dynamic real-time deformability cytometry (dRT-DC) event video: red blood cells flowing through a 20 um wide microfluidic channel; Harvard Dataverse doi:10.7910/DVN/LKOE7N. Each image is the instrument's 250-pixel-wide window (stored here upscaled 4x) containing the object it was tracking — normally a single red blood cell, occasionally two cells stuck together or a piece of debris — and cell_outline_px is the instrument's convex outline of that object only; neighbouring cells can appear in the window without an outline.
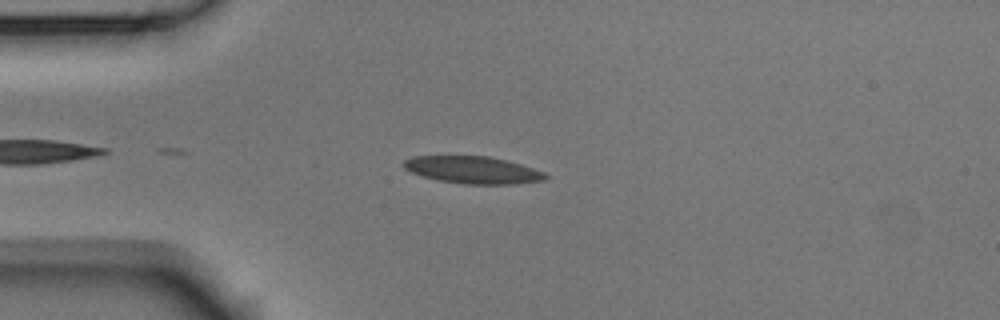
{"species": "Egyptian fruit bat (a non-hibernating species)", "species_latin": "Rousettus aegyptiacus", "temperature_condition": "room temperature", "stored_images_in_passage": 5, "camera_frame_rate_fps": 3000, "um_per_image_px": 0.085, "animal": {"sex": "male"}, "frame": {"image": 1, "passage_image": 2, "time_ms": 0.333, "image_size_px": [1000, 320], "cell_outline_px": [[548, 176], [544, 180], [516, 184], [464, 184], [436, 180], [412, 172], [404, 168], [400, 164], [404, 160], [412, 156], [488, 156], [520, 164], [544, 172]], "centroid_in_image_um": [40.16, 14.45], "position_along_channel_um": 44.8, "area_um2": 22.43}}
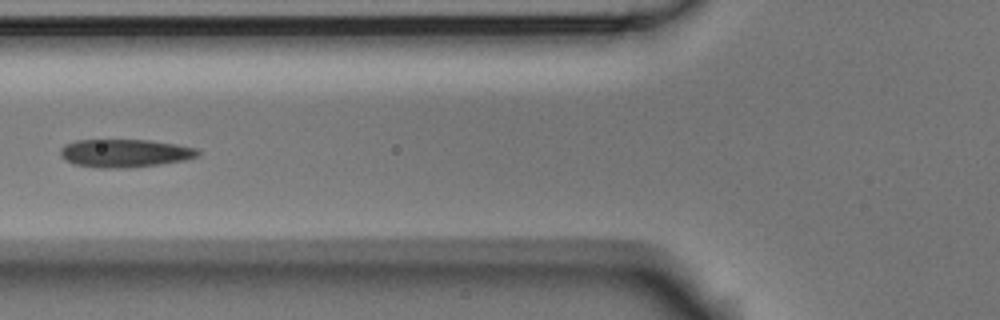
{"frame": {"image": 2, "passage_image": 4, "time_ms": 1.0, "image_size_px": [1000, 320], "cell_outline_px": [[200, 156], [184, 160], [160, 164], [128, 168], [100, 168], [76, 164], [60, 156], [60, 148], [64, 144], [76, 140], [152, 140], [200, 148]], "centroid_in_image_um": [10.66, 13.01], "position_along_channel_um": 115.1, "area_um2": 22.66}}
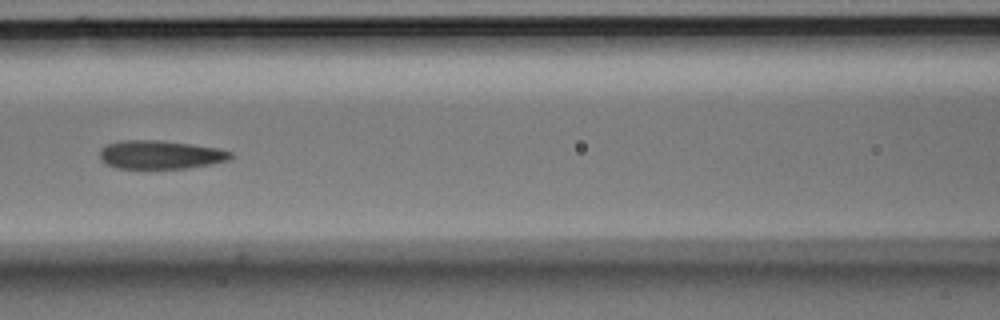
{"frame": {"image": 3, "passage_image": 5, "time_ms": 1.333, "image_size_px": [1000, 320], "cell_outline_px": [[232, 156], [228, 160], [212, 164], [188, 168], [116, 168], [108, 164], [100, 156], [100, 148], [108, 144], [120, 140], [164, 140], [220, 148], [232, 152]], "centroid_in_image_um": [13.67, 13.14], "position_along_channel_um": 152.9, "area_um2": 21.79}}